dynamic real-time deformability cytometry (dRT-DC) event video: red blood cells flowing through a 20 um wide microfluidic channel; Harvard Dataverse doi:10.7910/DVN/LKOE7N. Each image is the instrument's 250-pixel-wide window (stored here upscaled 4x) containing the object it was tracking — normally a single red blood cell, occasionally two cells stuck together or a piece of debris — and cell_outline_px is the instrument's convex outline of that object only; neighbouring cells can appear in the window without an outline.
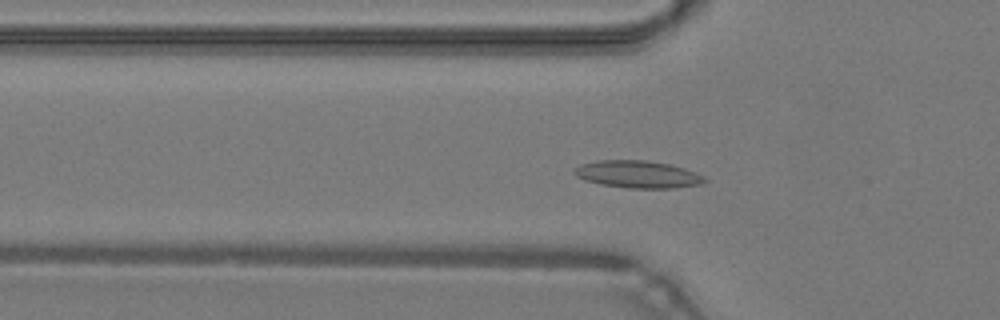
{"species": "common noctule bat (a hibernating species)", "species_latin": "Nyctalus noctula", "temperature_condition": "warm", "stored_images_in_passage": 46, "camera_frame_rate_fps": 3000, "um_per_image_px": 0.085, "animal": {"sex": "male", "body_mass_g": 19.2, "forearm_length_mm": 51.8}, "frame": {"image": 1, "passage_image": 13, "time_ms": 4.0, "image_size_px": [1000, 320], "cell_outline_px": [[708, 180], [700, 184], [672, 188], [628, 188], [600, 184], [584, 180], [576, 176], [572, 172], [572, 168], [580, 164], [596, 160], [644, 160], [668, 164], [684, 168], [696, 172], [704, 176]], "centroid_in_image_um": [54.16, 14.81], "position_along_channel_um": 71.6, "area_um2": 20.87}}
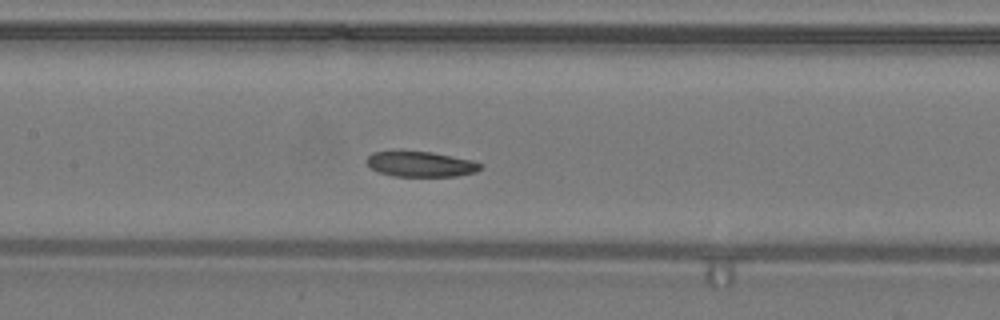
{"frame": {"image": 2, "passage_image": 20, "time_ms": 6.333, "image_size_px": [1000, 320], "cell_outline_px": [[484, 168], [476, 172], [456, 176], [392, 176], [376, 172], [364, 160], [372, 152], [432, 152], [472, 160], [484, 164]], "centroid_in_image_um": [35.79, 13.96], "position_along_channel_um": 171.6, "area_um2": 16.82}}
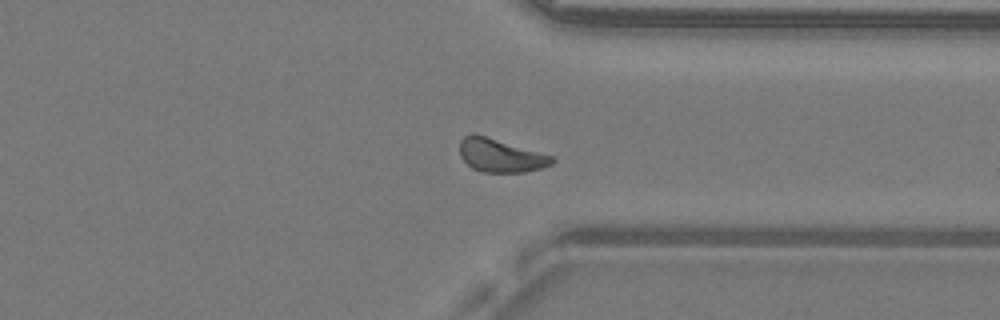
{"frame": {"image": 3, "passage_image": 34, "time_ms": 11.0, "image_size_px": [1000, 320], "cell_outline_px": [[556, 160], [552, 164], [544, 168], [524, 172], [484, 172], [472, 168], [460, 156], [460, 140], [464, 136], [472, 132], [556, 156]], "centroid_in_image_um": [42.59, 13.21], "position_along_channel_um": 368.8, "area_um2": 18.21}, "authors_computed_cell_mechanics": {"area_um2": 18.2359, "velocity_mm_per_s": 4.2449, "shape_relaxation_time_tau1_ms": 5.2054, "shape_relaxation_time_tau2_ms": null, "deformation_change_tau1": 0.0907, "deformation_change_tau2": null}}